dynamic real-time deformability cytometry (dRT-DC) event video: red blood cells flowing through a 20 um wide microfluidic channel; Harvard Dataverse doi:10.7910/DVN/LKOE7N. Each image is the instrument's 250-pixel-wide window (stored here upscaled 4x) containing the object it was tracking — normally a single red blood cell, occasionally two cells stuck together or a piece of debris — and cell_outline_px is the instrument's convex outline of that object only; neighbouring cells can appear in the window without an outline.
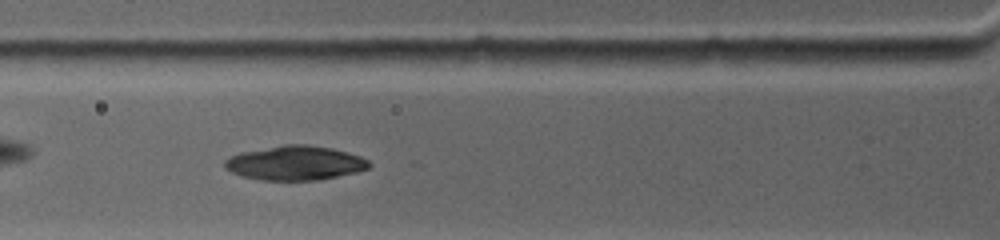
{"species": "common noctule bat (a hibernating species)", "species_latin": "Nyctalus noctula", "temperature_condition": "warm", "stored_images_in_passage": 12, "camera_frame_rate_fps": 4500, "um_per_image_px": 0.085, "animal": {"sex": "female", "body_mass_g": 19.0, "forearm_length_mm": 53.3}, "frame": {"image": 1, "passage_image": 7, "time_ms": 2.889, "image_size_px": [1000, 240], "cell_outline_px": [[372, 164], [368, 168], [356, 172], [316, 180], [260, 180], [244, 176], [232, 172], [224, 168], [224, 160], [240, 152], [284, 144], [308, 144], [332, 148], [360, 156], [368, 160]], "centroid_in_image_um": [25.07, 13.84], "position_along_channel_um": 100.7, "area_um2": 28.78}}
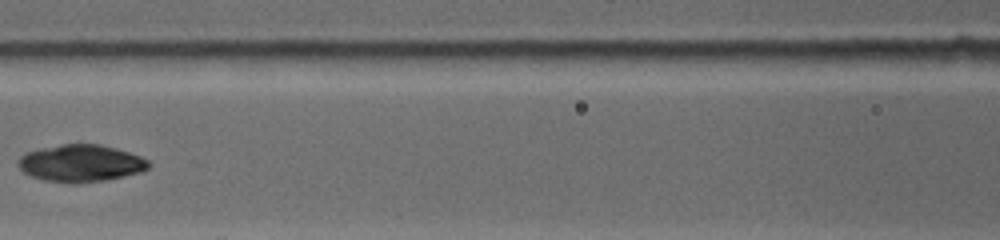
{"frame": {"image": 2, "passage_image": 10, "time_ms": 4.444, "image_size_px": [1000, 240], "cell_outline_px": [[152, 164], [148, 168], [140, 172], [108, 180], [80, 184], [68, 184], [44, 180], [28, 176], [16, 164], [16, 160], [24, 152], [40, 148], [60, 144], [100, 144], [116, 148], [140, 156], [148, 160]], "centroid_in_image_um": [6.82, 13.89], "position_along_channel_um": 159.8, "area_um2": 28.84}}